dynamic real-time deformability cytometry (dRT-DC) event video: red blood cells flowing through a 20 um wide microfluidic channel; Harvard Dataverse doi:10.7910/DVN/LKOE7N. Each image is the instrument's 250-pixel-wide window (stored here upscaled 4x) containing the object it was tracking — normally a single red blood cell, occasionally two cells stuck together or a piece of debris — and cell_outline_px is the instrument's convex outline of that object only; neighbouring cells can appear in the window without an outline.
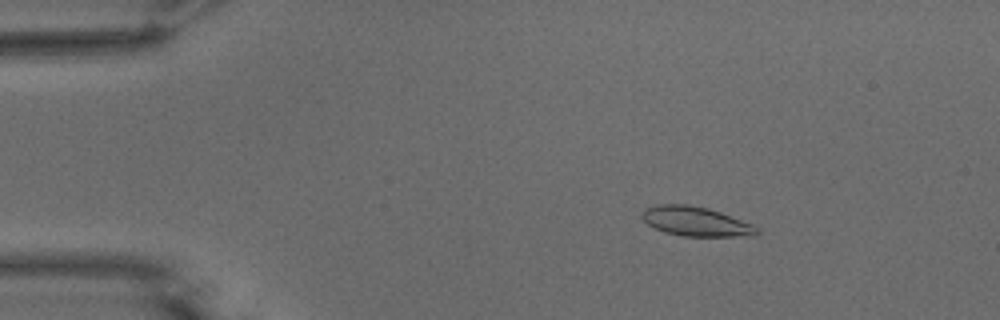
{"species": "common noctule bat (a hibernating species)", "species_latin": "Nyctalus noctula", "temperature_condition": "warm", "stored_images_in_passage": 54, "camera_frame_rate_fps": 3000, "um_per_image_px": 0.085, "animal": {"sex": "male", "body_mass_g": 15.6}, "frame": {"image": 1, "passage_image": 9, "time_ms": 2.667, "image_size_px": [1000, 320], "cell_outline_px": [[760, 232], [756, 236], [684, 236], [664, 232], [648, 224], [640, 216], [644, 208], [656, 204], [688, 204], [708, 208], [720, 212], [752, 224]], "centroid_in_image_um": [59.12, 18.81], "position_along_channel_um": 25.9, "area_um2": 19.71}}
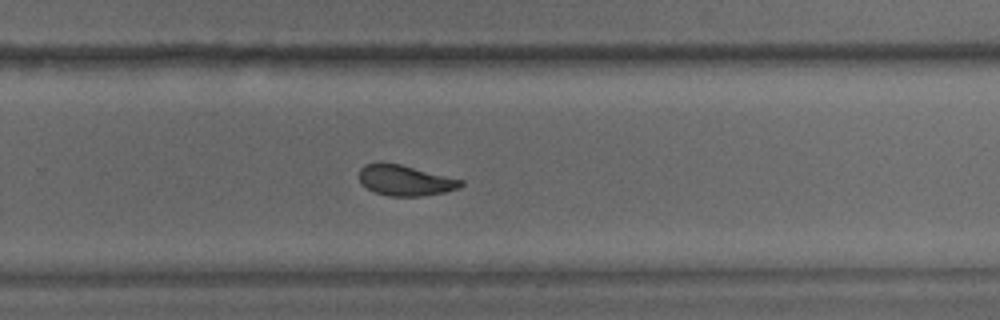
{"frame": {"image": 2, "passage_image": 36, "time_ms": 11.667, "image_size_px": [1000, 320], "cell_outline_px": [[464, 184], [460, 188], [444, 192], [420, 196], [388, 196], [376, 192], [360, 184], [360, 168], [364, 164], [380, 160], [400, 164], [464, 180]], "centroid_in_image_um": [34.42, 15.3], "position_along_channel_um": 295.4, "area_um2": 18.38}}
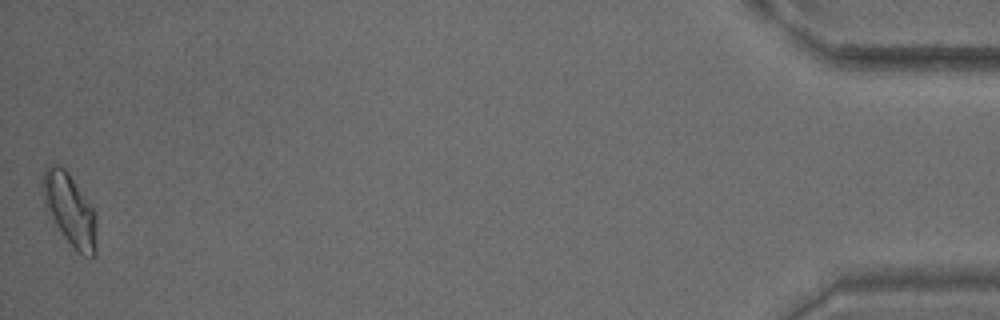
{"frame": {"image": 3, "passage_image": 54, "time_ms": 17.667, "image_size_px": [1000, 320], "cell_outline_px": [[96, 256], [84, 256], [76, 252], [72, 248], [56, 224], [40, 192], [44, 168], [48, 164], [60, 164], [68, 172], [92, 208], [96, 248]], "centroid_in_image_um": [5.88, 17.78], "position_along_channel_um": 429.3, "area_um2": 21.96}, "authors_computed_cell_mechanics": {"area_um2": 19.1896, "velocity_mm_per_s": 3.7585, "shape_relaxation_time_tau1_ms": 6.7364, "shape_relaxation_time_tau2_ms": 2.515, "deformation_change_tau1": 0.1614, "deformation_change_tau2": 0.078}}